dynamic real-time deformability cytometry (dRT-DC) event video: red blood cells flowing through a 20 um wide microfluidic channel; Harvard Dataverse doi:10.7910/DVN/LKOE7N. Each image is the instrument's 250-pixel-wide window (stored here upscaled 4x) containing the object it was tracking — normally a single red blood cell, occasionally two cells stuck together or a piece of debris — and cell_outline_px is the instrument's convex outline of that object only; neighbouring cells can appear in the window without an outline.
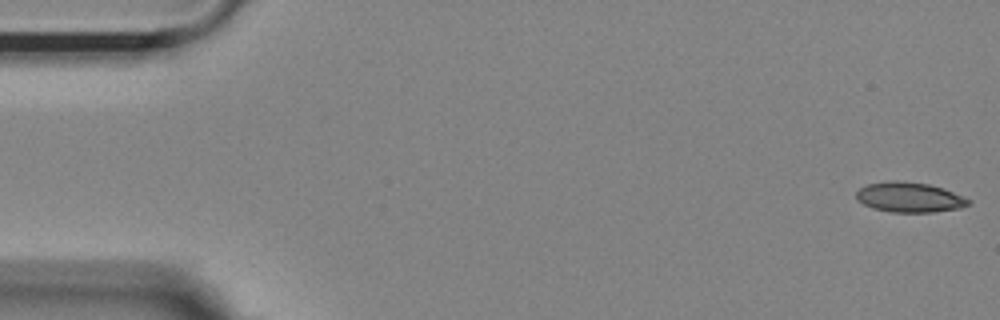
{"species": "Egyptian fruit bat (a non-hibernating species)", "species_latin": "Rousettus aegyptiacus", "temperature_condition": "room temperature", "stored_images_in_passage": 55, "camera_frame_rate_fps": 3000, "um_per_image_px": 0.085, "animal": {"sex": "female"}, "frame": {"image": 1, "passage_image": 1, "time_ms": 0.0, "image_size_px": [1000, 320], "cell_outline_px": [[972, 204], [960, 208], [932, 212], [892, 212], [872, 208], [856, 200], [856, 192], [860, 188], [868, 184], [892, 180], [896, 180], [928, 184], [944, 188], [964, 196], [972, 200]], "centroid_in_image_um": [77.33, 16.77], "position_along_channel_um": 7.7, "area_um2": 19.77}}
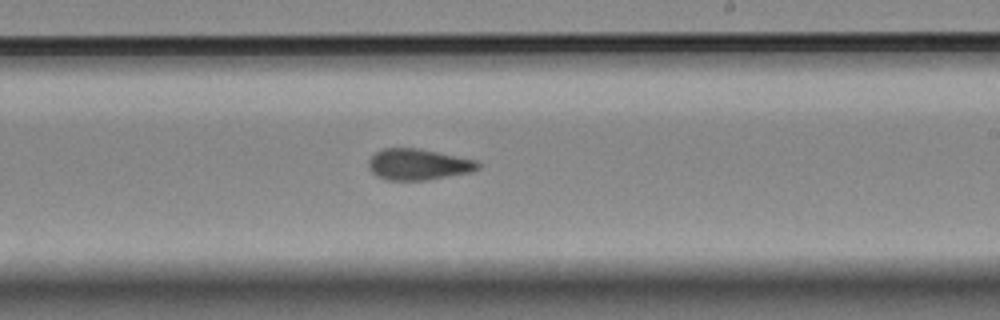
{"frame": {"image": 2, "passage_image": 32, "time_ms": 10.333, "image_size_px": [1000, 320], "cell_outline_px": [[480, 168], [472, 172], [424, 180], [388, 180], [376, 176], [368, 168], [368, 160], [376, 152], [384, 148], [416, 148], [476, 160], [480, 164]], "centroid_in_image_um": [35.53, 13.98], "position_along_channel_um": 253.5, "area_um2": 19.71}}
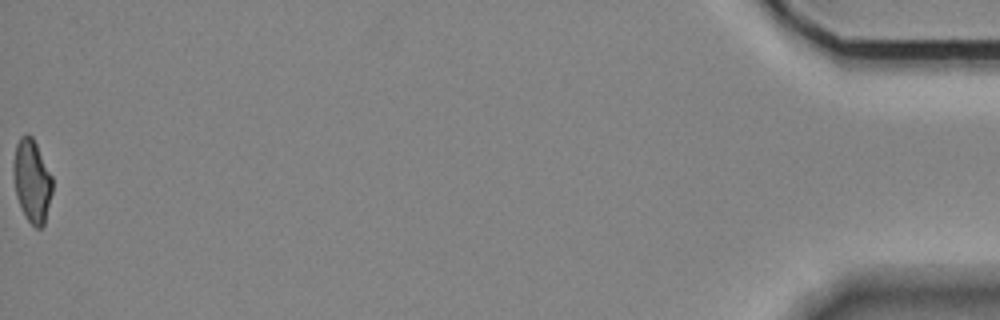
{"frame": {"image": 3, "passage_image": 55, "time_ms": 18.0, "image_size_px": [1000, 320], "cell_outline_px": [[52, 192], [44, 224], [40, 228], [36, 228], [24, 216], [16, 196], [12, 172], [12, 164], [16, 144], [20, 136], [28, 132], [32, 136], [52, 176]], "centroid_in_image_um": [2.69, 15.35], "position_along_channel_um": 432.5, "area_um2": 18.96}, "authors_computed_cell_mechanics": {"area_um2": 19.8254, "velocity_mm_per_s": 3.6322, "shape_relaxation_time_tau1_ms": null, "shape_relaxation_time_tau2_ms": 4.0147, "deformation_change_tau1": null, "deformation_change_tau2": 0.1074}}